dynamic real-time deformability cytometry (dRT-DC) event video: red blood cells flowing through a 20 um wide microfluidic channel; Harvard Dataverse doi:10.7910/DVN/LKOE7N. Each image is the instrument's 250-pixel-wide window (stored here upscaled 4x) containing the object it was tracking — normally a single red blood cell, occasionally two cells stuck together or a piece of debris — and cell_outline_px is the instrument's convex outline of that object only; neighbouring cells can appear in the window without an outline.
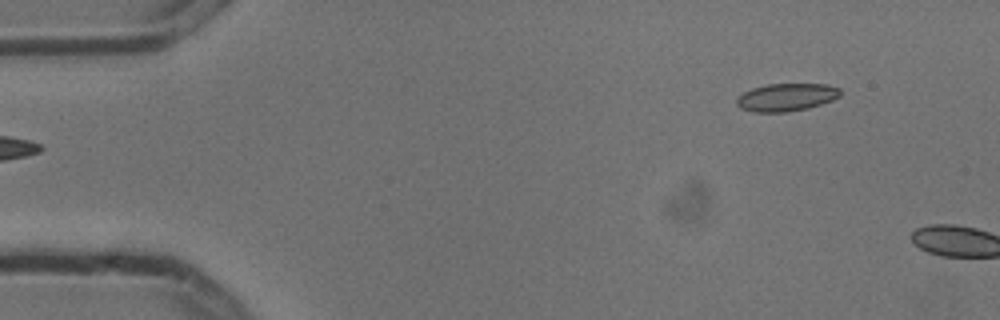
{"species": "common noctule bat (a hibernating species)", "species_latin": "Nyctalus noctula", "temperature_condition": "cold", "stored_images_in_passage": 5, "segment_of_instrument_passage": [2, 2], "camera_frame_rate_fps": 3000, "um_per_image_px": 0.085, "animal": {"sex": "male", "body_mass_g": 13.3}, "frame": {"image": 1, "passage_image": 5, "time_ms": 1.333, "image_size_px": [1000, 320], "cell_outline_px": [[840, 96], [832, 100], [808, 108], [788, 112], [756, 112], [740, 108], [736, 104], [736, 100], [744, 92], [752, 88], [768, 84], [828, 84], [840, 88]], "centroid_in_image_um": [66.85, 8.26], "position_along_channel_um": 18.1, "area_um2": 16.7}}